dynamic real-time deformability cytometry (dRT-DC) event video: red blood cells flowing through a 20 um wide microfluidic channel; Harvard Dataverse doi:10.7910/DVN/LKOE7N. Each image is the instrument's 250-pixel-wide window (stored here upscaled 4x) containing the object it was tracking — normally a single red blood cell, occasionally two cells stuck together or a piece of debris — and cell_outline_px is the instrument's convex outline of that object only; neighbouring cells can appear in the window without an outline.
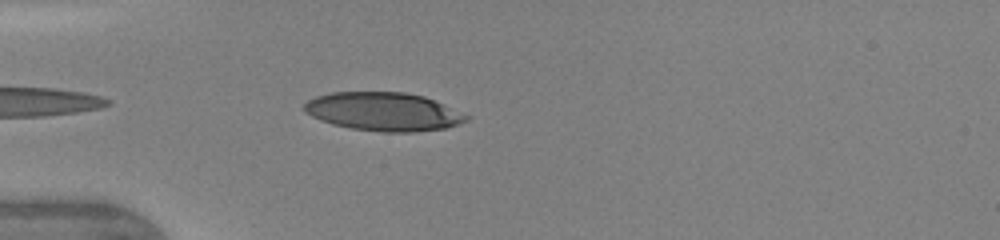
{"species": "human", "species_latin": "Homo sapiens", "temperature_condition": "warm", "stored_images_in_passage": 21, "camera_frame_rate_fps": 3000, "um_per_image_px": 0.085, "donor": {"sex": "female"}, "frame": {"image": 1, "passage_image": 12, "time_ms": 4.333, "image_size_px": [1000, 240], "cell_outline_px": [[472, 116], [468, 120], [460, 124], [444, 128], [412, 132], [384, 132], [352, 128], [332, 124], [320, 120], [304, 112], [304, 104], [308, 100], [316, 96], [332, 92], [404, 92], [424, 96]], "centroid_in_image_um": [32.61, 9.48], "position_along_channel_um": 52.4, "area_um2": 36.36}}